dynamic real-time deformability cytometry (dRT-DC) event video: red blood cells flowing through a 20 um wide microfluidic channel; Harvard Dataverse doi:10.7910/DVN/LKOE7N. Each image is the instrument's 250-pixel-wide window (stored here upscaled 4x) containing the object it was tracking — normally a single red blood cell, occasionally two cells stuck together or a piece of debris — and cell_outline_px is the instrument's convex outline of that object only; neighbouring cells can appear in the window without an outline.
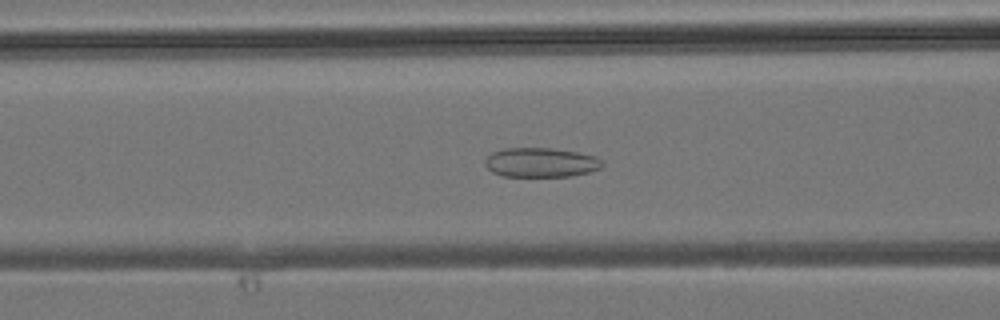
{"species": "common noctule bat (a hibernating species)", "species_latin": "Nyctalus noctula", "temperature_condition": "room temperature", "stored_images_in_passage": 35, "camera_frame_rate_fps": 3000, "um_per_image_px": 0.085, "animal": {"sex": "male", "body_mass_g": 19.2, "forearm_length_mm": 51.8}, "frame": {"image": 1, "passage_image": 9, "time_ms": 2.667, "image_size_px": [1000, 320], "cell_outline_px": [[604, 164], [600, 168], [588, 172], [568, 176], [500, 176], [492, 172], [484, 164], [484, 160], [492, 152], [504, 148], [552, 148], [576, 152], [596, 156], [604, 160]], "centroid_in_image_um": [45.96, 13.8], "position_along_channel_um": 120.6, "area_um2": 20.17}}
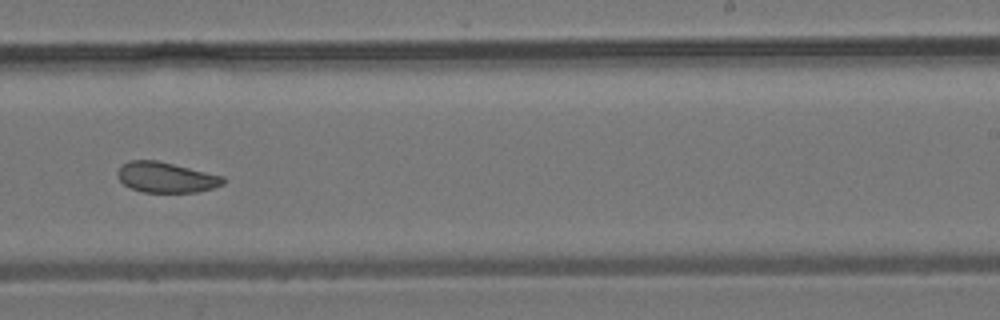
{"frame": {"image": 2, "passage_image": 19, "time_ms": 6.0, "image_size_px": [1000, 320], "cell_outline_px": [[224, 184], [212, 188], [196, 192], [144, 192], [132, 188], [124, 184], [120, 180], [116, 172], [128, 160], [156, 160], [224, 176]], "centroid_in_image_um": [14.12, 15.07], "position_along_channel_um": 274.9, "area_um2": 18.5}}
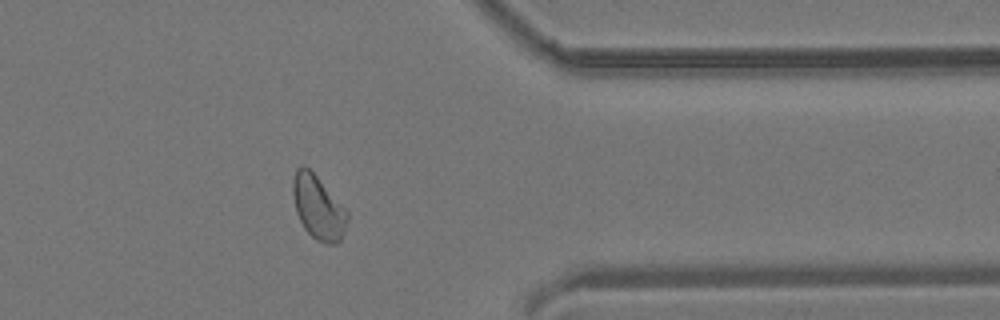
{"frame": {"image": 3, "passage_image": 27, "time_ms": 8.667, "image_size_px": [1000, 320], "cell_outline_px": [[348, 220], [340, 240], [336, 244], [324, 244], [316, 240], [304, 228], [296, 212], [292, 192], [292, 180], [296, 168], [300, 164], [304, 164], [316, 176], [348, 212]], "centroid_in_image_um": [27.02, 17.63], "position_along_channel_um": 384.4, "area_um2": 20.11}}